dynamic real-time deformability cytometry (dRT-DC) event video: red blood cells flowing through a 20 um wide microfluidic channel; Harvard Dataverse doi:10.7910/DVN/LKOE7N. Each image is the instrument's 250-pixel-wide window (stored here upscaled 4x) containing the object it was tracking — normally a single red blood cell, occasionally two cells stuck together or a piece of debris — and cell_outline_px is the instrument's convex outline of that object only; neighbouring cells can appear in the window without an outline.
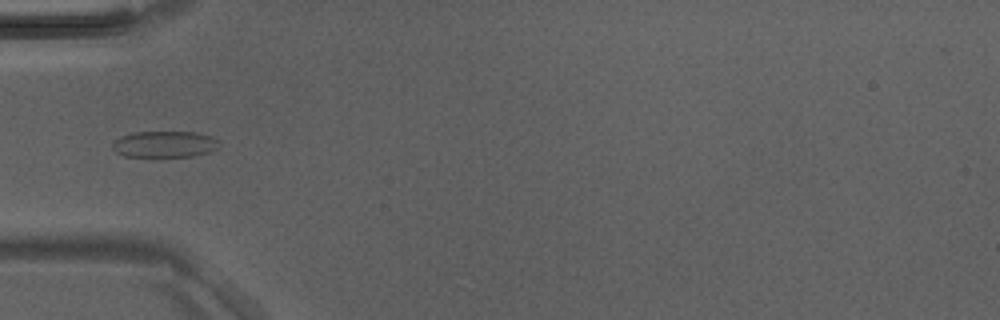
{"species": "Egyptian fruit bat (a non-hibernating species)", "species_latin": "Rousettus aegyptiacus", "temperature_condition": "room temperature", "stored_images_in_passage": 5, "camera_frame_rate_fps": 3000, "um_per_image_px": 0.085, "animal": {"sex": "male"}, "frame": {"image": 1, "passage_image": 4, "time_ms": 1.0, "image_size_px": [1000, 320], "cell_outline_px": [[216, 148], [208, 152], [192, 156], [124, 156], [116, 152], [112, 148], [112, 144], [120, 136], [132, 132], [196, 132], [212, 136], [216, 140]], "centroid_in_image_um": [13.94, 12.25], "position_along_channel_um": 71.1, "area_um2": 16.13}}